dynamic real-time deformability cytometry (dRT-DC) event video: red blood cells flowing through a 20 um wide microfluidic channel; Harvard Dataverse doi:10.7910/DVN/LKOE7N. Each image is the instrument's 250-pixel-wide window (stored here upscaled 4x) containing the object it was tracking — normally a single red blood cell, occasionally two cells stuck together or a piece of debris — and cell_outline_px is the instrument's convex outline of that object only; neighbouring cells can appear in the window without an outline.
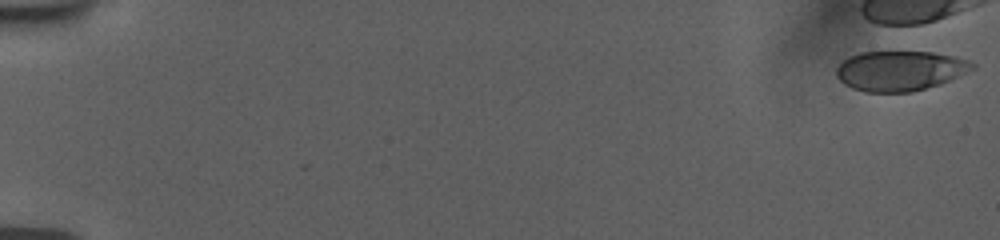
{"species": "human", "species_latin": "Homo sapiens", "temperature_condition": "room temperature", "stored_images_in_passage": 5, "camera_frame_rate_fps": 3000, "um_per_image_px": 0.085, "donor": {"sex": "female"}, "frame": {"image": 1, "passage_image": 1, "time_ms": 0.0, "image_size_px": [1000, 240], "cell_outline_px": [[976, 68], [940, 84], [912, 92], [864, 92], [852, 88], [844, 84], [836, 76], [836, 68], [840, 60], [848, 56], [860, 52], [932, 52], [956, 56], [968, 60], [976, 64]], "centroid_in_image_um": [76.47, 6.01], "position_along_channel_um": 8.5, "area_um2": 31.96}}